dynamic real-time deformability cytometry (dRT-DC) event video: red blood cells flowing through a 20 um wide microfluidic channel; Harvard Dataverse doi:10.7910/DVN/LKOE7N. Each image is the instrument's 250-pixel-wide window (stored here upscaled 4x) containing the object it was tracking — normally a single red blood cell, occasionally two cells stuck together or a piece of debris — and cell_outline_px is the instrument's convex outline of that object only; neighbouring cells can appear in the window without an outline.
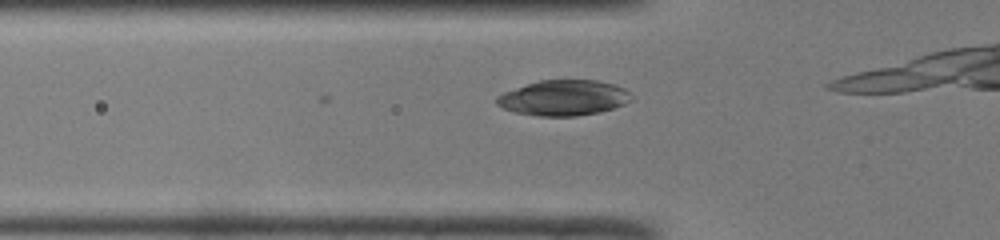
{"species": "common noctule bat (a hibernating species)", "species_latin": "Nyctalus noctula", "temperature_condition": "room temperature", "stored_images_in_passage": 8, "camera_frame_rate_fps": 3000, "um_per_image_px": 0.085, "animal": {"sex": "male", "body_mass_g": 19.0, "forearm_length_mm": 50.8}, "frame": {"image": 1, "passage_image": 4, "time_ms": 1.0, "image_size_px": [1000, 240], "cell_outline_px": [[632, 100], [624, 104], [600, 112], [576, 116], [536, 116], [516, 112], [504, 108], [496, 104], [496, 96], [504, 92], [540, 80], [596, 80], [612, 84], [624, 88], [632, 96]], "centroid_in_image_um": [47.91, 8.32], "position_along_channel_um": 77.9, "area_um2": 27.63}}
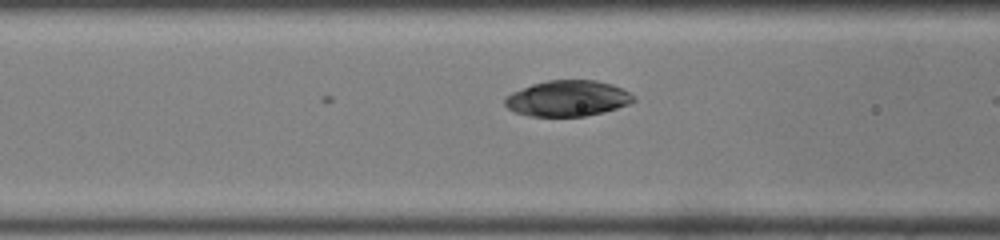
{"frame": {"image": 2, "passage_image": 7, "time_ms": 2.0, "image_size_px": [1000, 240], "cell_outline_px": [[636, 100], [628, 104], [604, 112], [584, 116], [528, 116], [516, 112], [508, 108], [504, 104], [504, 100], [512, 92], [532, 84], [548, 80], [596, 80], [612, 84], [636, 96]], "centroid_in_image_um": [48.26, 8.36], "position_along_channel_um": 118.3, "area_um2": 26.76}}